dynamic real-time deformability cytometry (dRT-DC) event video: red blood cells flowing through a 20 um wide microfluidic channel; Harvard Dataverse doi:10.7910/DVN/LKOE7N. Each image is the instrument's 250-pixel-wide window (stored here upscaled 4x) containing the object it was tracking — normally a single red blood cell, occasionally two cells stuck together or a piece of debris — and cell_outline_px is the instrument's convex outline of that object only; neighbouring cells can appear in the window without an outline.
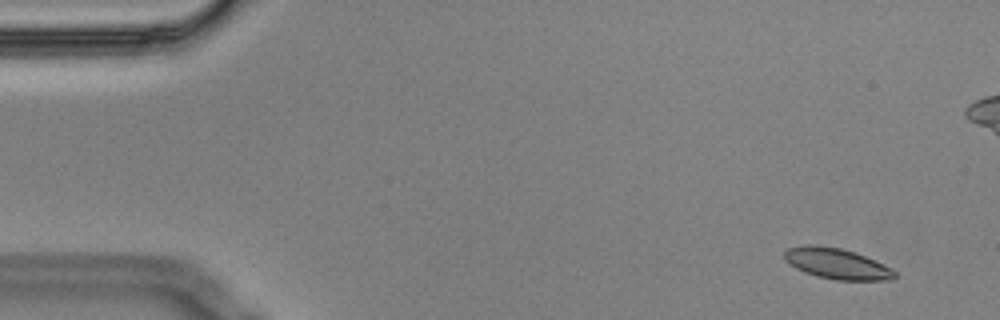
{"species": "Egyptian fruit bat (a non-hibernating species)", "species_latin": "Rousettus aegyptiacus", "temperature_condition": "cold", "stored_images_in_passage": 7, "camera_frame_rate_fps": 3000, "um_per_image_px": 0.085, "animal": {"sex": "male"}, "frame": {"image": 1, "passage_image": 1, "time_ms": 0.0, "image_size_px": [1000, 320], "cell_outline_px": [[896, 276], [892, 280], [836, 280], [816, 276], [804, 272], [796, 268], [784, 260], [784, 252], [788, 248], [808, 244], [812, 244], [840, 248], [856, 252], [892, 268], [896, 272]], "centroid_in_image_um": [71.13, 22.41], "position_along_channel_um": 13.9, "area_um2": 19.83}}
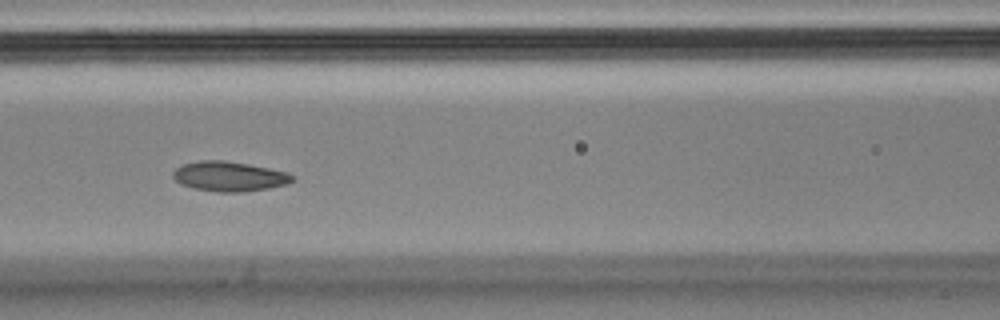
{"frame": {"image": 2, "passage_image": 7, "time_ms": 2.0, "image_size_px": [1000, 320], "cell_outline_px": [[296, 180], [288, 184], [268, 188], [244, 192], [216, 192], [196, 188], [180, 184], [172, 176], [172, 172], [176, 168], [184, 164], [200, 160], [224, 160], [248, 164], [288, 172], [296, 176]], "centroid_in_image_um": [19.53, 14.99], "position_along_channel_um": 147.1, "area_um2": 20.87}}